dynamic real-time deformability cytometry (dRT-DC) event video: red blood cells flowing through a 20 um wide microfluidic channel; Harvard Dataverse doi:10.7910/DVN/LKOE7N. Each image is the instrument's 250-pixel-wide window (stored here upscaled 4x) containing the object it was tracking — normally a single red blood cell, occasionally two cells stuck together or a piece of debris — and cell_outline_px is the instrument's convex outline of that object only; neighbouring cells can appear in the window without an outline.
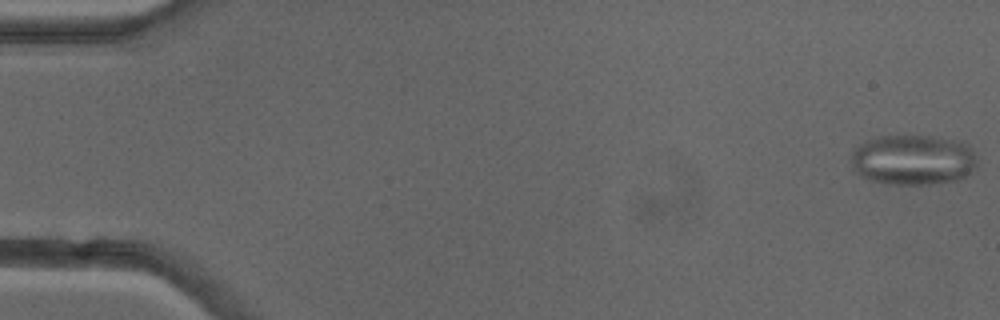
{"species": "common noctule bat (a hibernating species)", "species_latin": "Nyctalus noctula", "temperature_condition": "cold", "stored_images_in_passage": 48, "camera_frame_rate_fps": 3000, "um_per_image_px": 0.085, "animal": {"sex": "female"}, "frame": {"image": 1, "passage_image": 1, "time_ms": 0.0, "image_size_px": [1000, 320], "cell_outline_px": [[976, 168], [972, 172], [960, 180], [928, 184], [888, 184], [868, 180], [860, 176], [852, 168], [852, 148], [876, 136], [932, 136], [964, 140], [972, 148], [976, 156]], "centroid_in_image_um": [77.64, 13.58], "position_along_channel_um": 7.4, "area_um2": 37.69}}
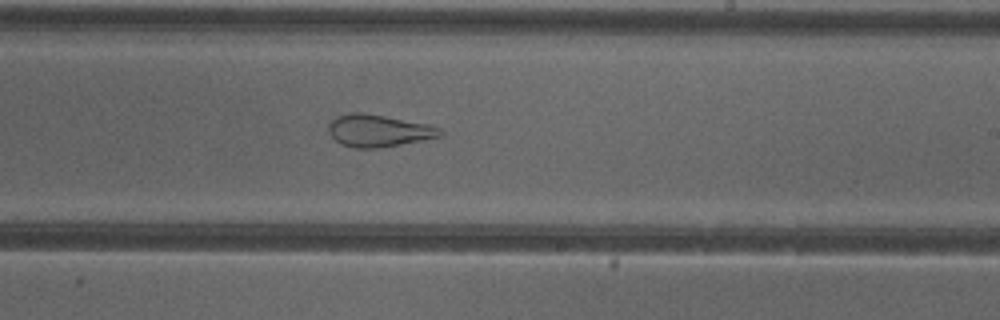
{"frame": {"image": 2, "passage_image": 31, "time_ms": 10.0, "image_size_px": [1000, 320], "cell_outline_px": [[444, 132], [440, 136], [400, 144], [376, 148], [356, 148], [340, 144], [328, 132], [328, 124], [336, 116], [352, 112], [360, 112], [384, 116], [428, 124], [440, 128]], "centroid_in_image_um": [32.13, 11.1], "position_along_channel_um": 256.9, "area_um2": 20.69}}
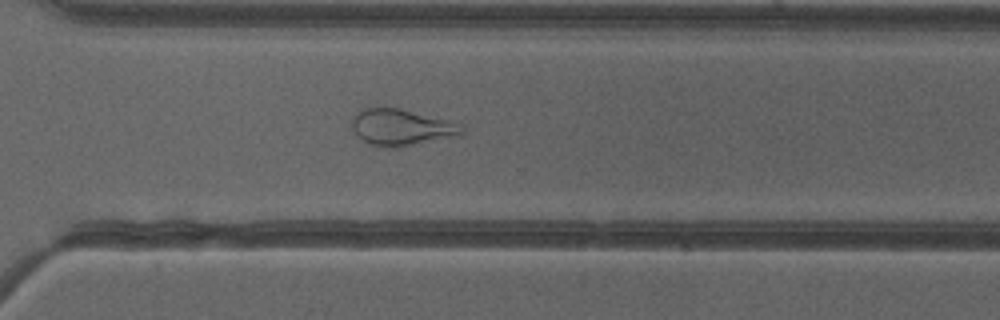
{"frame": {"image": 3, "passage_image": 37, "time_ms": 12.0, "image_size_px": [1000, 320], "cell_outline_px": [[464, 132], [460, 136], [400, 148], [388, 148], [368, 144], [352, 128], [352, 116], [356, 112], [364, 108], [400, 108], [452, 120], [464, 124]], "centroid_in_image_um": [34.21, 10.83], "position_along_channel_um": 336.4, "area_um2": 23.93}, "authors_computed_cell_mechanics": {"area_um2": 27.0793, "velocity_mm_per_s": 4.0038, "shape_relaxation_time_tau1_ms": null, "shape_relaxation_time_tau2_ms": 1.429, "deformation_change_tau1": null, "deformation_change_tau2": 0.1001}}